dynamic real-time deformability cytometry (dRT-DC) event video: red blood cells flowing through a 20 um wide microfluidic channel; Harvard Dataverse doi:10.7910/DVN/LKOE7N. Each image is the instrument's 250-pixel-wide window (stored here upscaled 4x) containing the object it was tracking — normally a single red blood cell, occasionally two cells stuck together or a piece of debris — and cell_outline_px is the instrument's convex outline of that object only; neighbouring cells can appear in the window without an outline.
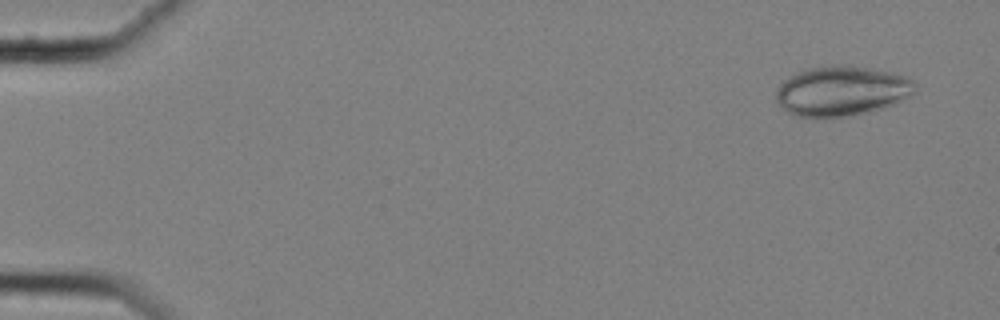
{"species": "common noctule bat (a hibernating species)", "species_latin": "Nyctalus noctula", "temperature_condition": "cold", "stored_images_in_passage": 58, "camera_frame_rate_fps": 3000, "um_per_image_px": 0.085, "animal": {"sex": "female", "body_mass_g": 25.1}, "frame": {"image": 1, "passage_image": 4, "time_ms": 1.0, "image_size_px": [1000, 320], "cell_outline_px": [[916, 84], [912, 92], [908, 96], [896, 104], [884, 108], [852, 116], [796, 116], [788, 112], [776, 100], [776, 88], [784, 80], [796, 72], [808, 68], [828, 64], [848, 64], [872, 68], [892, 72], [908, 76], [916, 80]], "centroid_in_image_um": [71.57, 7.7], "position_along_channel_um": 13.4, "area_um2": 40.81}}
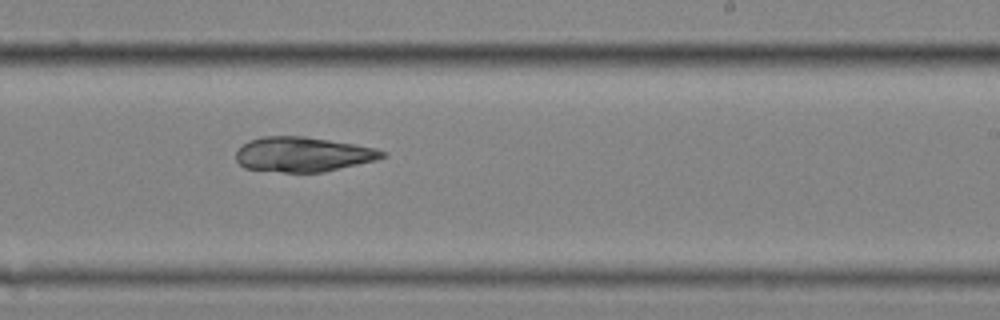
{"frame": {"image": 2, "passage_image": 37, "time_ms": 12.0, "image_size_px": [1000, 320], "cell_outline_px": [[388, 156], [376, 160], [324, 172], [284, 172], [244, 168], [236, 160], [236, 152], [248, 140], [264, 136], [304, 136], [376, 148], [388, 152]], "centroid_in_image_um": [25.77, 13.12], "position_along_channel_um": 263.2, "area_um2": 29.59}}
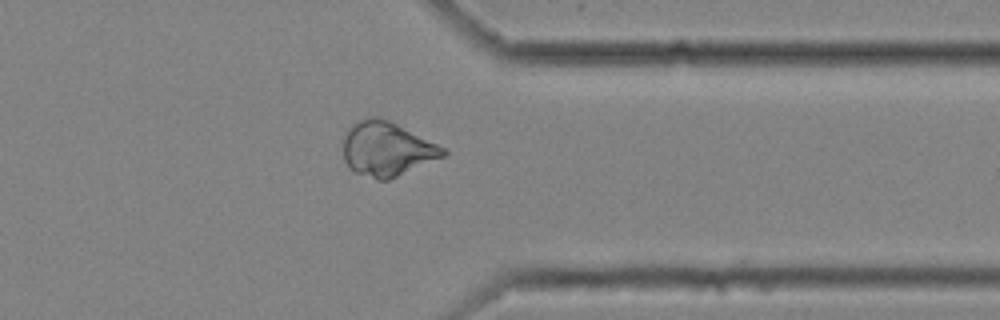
{"frame": {"image": 3, "passage_image": 47, "time_ms": 15.333, "image_size_px": [1000, 320], "cell_outline_px": [[448, 152], [444, 156], [388, 180], [376, 180], [356, 172], [348, 168], [344, 160], [344, 132], [352, 124], [364, 116], [376, 116], [388, 120], [444, 148]], "centroid_in_image_um": [32.82, 12.66], "position_along_channel_um": 378.6, "area_um2": 31.39}}